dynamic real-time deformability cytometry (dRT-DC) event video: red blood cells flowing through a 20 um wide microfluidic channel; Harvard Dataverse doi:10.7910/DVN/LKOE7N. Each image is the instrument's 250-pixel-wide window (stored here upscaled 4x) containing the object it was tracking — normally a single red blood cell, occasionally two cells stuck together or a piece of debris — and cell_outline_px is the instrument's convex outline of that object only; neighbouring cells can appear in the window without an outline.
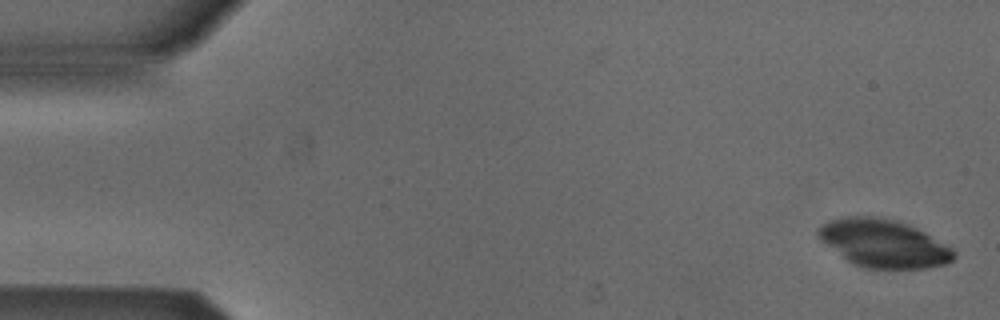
{"species": "Egyptian fruit bat (a non-hibernating species)", "species_latin": "Rousettus aegyptiacus", "temperature_condition": "cold", "stored_images_in_passage": 52, "camera_frame_rate_fps": 3000, "um_per_image_px": 0.085, "animal": {"sex": "male"}, "frame": {"image": 1, "passage_image": 1, "time_ms": 0.0, "image_size_px": [1000, 320], "cell_outline_px": [[956, 256], [952, 260], [944, 264], [924, 268], [864, 268], [852, 264], [820, 240], [816, 236], [816, 228], [828, 220], [848, 216], [876, 216], [896, 220], [908, 224], [952, 248], [956, 252]], "centroid_in_image_um": [75.05, 20.68], "position_along_channel_um": 10.0, "area_um2": 37.8}}